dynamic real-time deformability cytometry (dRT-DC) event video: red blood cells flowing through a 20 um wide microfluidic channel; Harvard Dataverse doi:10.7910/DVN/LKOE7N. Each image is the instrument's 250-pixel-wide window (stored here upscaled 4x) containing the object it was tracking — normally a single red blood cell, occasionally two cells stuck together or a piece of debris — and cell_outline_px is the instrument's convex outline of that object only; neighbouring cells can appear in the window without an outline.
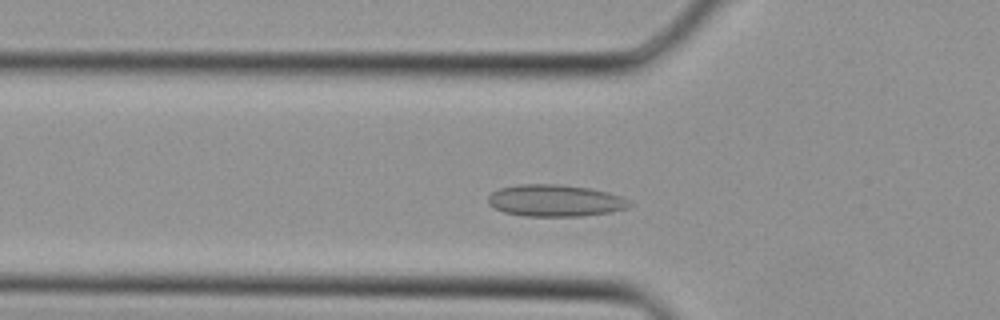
{"species": "Egyptian fruit bat (a non-hibernating species)", "species_latin": "Rousettus aegyptiacus", "temperature_condition": "cold", "stored_images_in_passage": 31, "camera_frame_rate_fps": 3000, "um_per_image_px": 0.085, "animal": {"sex": "female"}, "frame": {"image": 1, "passage_image": 7, "time_ms": 2.0, "image_size_px": [1000, 320], "cell_outline_px": [[632, 204], [628, 208], [612, 212], [580, 216], [524, 216], [504, 212], [488, 204], [488, 196], [492, 192], [500, 188], [520, 184], [560, 184], [588, 188], [608, 192], [620, 196], [628, 200]], "centroid_in_image_um": [47.19, 17.05], "position_along_channel_um": 78.6, "area_um2": 26.24}}
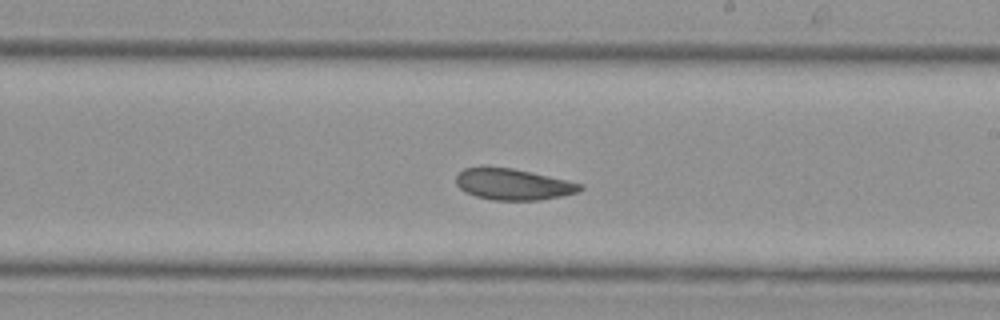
{"frame": {"image": 2, "passage_image": 16, "time_ms": 5.0, "image_size_px": [1000, 320], "cell_outline_px": [[584, 188], [576, 192], [560, 196], [540, 200], [492, 200], [476, 196], [464, 192], [456, 184], [456, 176], [464, 168], [512, 168], [568, 180], [584, 184]], "centroid_in_image_um": [43.63, 15.68], "position_along_channel_um": 245.4, "area_um2": 22.31}}
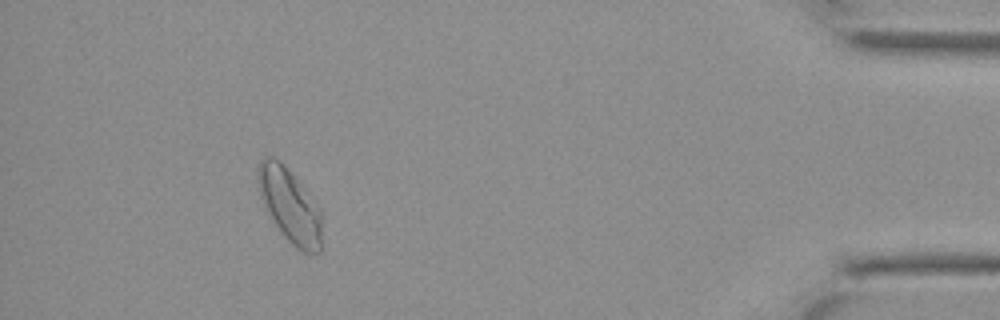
{"frame": {"image": 3, "passage_image": 28, "time_ms": 9.0, "image_size_px": [1000, 320], "cell_outline_px": [[324, 248], [320, 252], [304, 252], [296, 248], [284, 236], [272, 220], [264, 208], [256, 184], [256, 172], [260, 160], [264, 156], [272, 156], [280, 160], [320, 208], [324, 244]], "centroid_in_image_um": [24.62, 17.48], "position_along_channel_um": 410.6, "area_um2": 28.03}}